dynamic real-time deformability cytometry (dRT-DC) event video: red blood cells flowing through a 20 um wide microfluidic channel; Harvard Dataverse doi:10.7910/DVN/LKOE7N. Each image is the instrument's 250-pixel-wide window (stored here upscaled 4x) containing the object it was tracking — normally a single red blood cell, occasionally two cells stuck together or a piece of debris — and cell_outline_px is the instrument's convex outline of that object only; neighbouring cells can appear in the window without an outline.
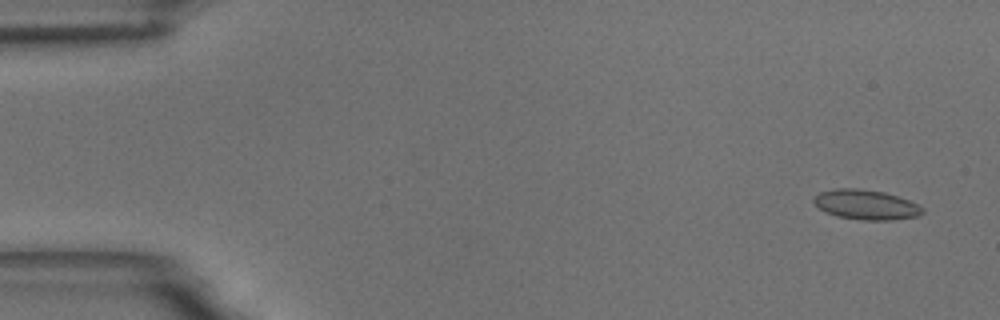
{"species": "common noctule bat (a hibernating species)", "species_latin": "Nyctalus noctula", "temperature_condition": "room temperature", "stored_images_in_passage": 55, "camera_frame_rate_fps": 3000, "um_per_image_px": 0.085, "animal": {"sex": "male", "body_mass_g": 18.8}, "frame": {"image": 1, "passage_image": 3, "time_ms": 0.667, "image_size_px": [1000, 320], "cell_outline_px": [[924, 212], [920, 216], [892, 220], [860, 220], [836, 216], [824, 212], [812, 200], [820, 192], [832, 188], [856, 188], [884, 192], [908, 200], [924, 208]], "centroid_in_image_um": [73.61, 17.4], "position_along_channel_um": 11.4, "area_um2": 18.96}}
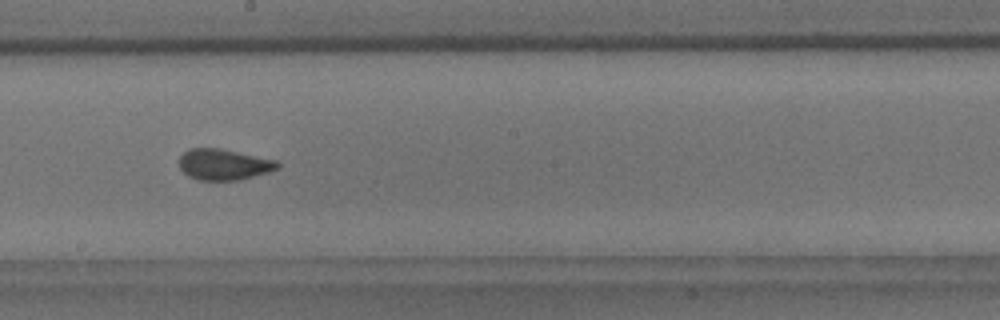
{"frame": {"image": 2, "passage_image": 31, "time_ms": 10.0, "image_size_px": [1000, 320], "cell_outline_px": [[280, 168], [268, 172], [240, 180], [200, 180], [188, 176], [180, 168], [180, 156], [188, 148], [220, 148], [276, 160], [280, 164]], "centroid_in_image_um": [19.03, 13.98], "position_along_channel_um": 229.2, "area_um2": 17.74}}
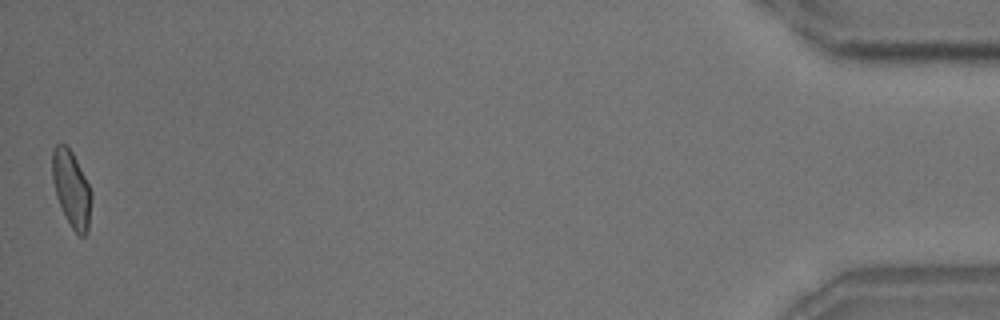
{"frame": {"image": 3, "passage_image": 55, "time_ms": 18.0, "image_size_px": [1000, 320], "cell_outline_px": [[92, 196], [88, 232], [84, 236], [80, 236], [72, 228], [56, 196], [52, 180], [52, 148], [56, 144], [64, 144], [72, 152], [92, 192]], "centroid_in_image_um": [6.07, 16.05], "position_along_channel_um": 429.1, "area_um2": 17.17}, "authors_computed_cell_mechanics": {"area_um2": 17.9758, "velocity_mm_per_s": 3.6685, "shape_relaxation_time_tau1_ms": 3.2947, "shape_relaxation_time_tau2_ms": 0.7032, "deformation_change_tau1": 0.1218, "deformation_change_tau2": 0.0706}}